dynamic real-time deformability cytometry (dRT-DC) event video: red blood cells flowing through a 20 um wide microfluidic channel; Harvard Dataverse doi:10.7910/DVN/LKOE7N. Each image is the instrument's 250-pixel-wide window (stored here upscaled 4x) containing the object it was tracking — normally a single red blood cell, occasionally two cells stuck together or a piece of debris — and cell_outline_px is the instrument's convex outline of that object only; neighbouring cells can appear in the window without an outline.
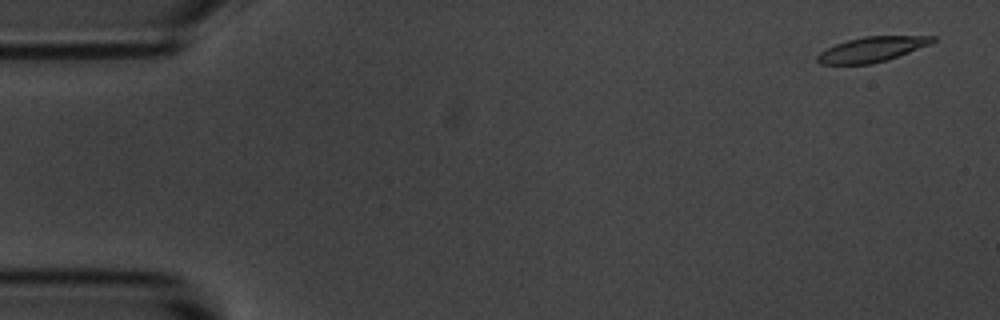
{"species": "common noctule bat (a hibernating species)", "species_latin": "Nyctalus noctula", "temperature_condition": "room temperature", "stored_images_in_passage": 5, "camera_frame_rate_fps": 3000, "um_per_image_px": 0.085, "animal": {"sex": "male", "body_mass_g": 20.1, "forearm_length_mm": 53.5}, "frame": {"image": 1, "passage_image": 1, "time_ms": 0.0, "image_size_px": [1000, 320], "cell_outline_px": [[936, 40], [932, 44], [888, 60], [872, 64], [820, 64], [816, 60], [816, 56], [820, 52], [836, 44], [848, 40], [864, 36], [936, 36]], "centroid_in_image_um": [74.15, 4.2], "position_along_channel_um": 10.9, "area_um2": 16.88}}
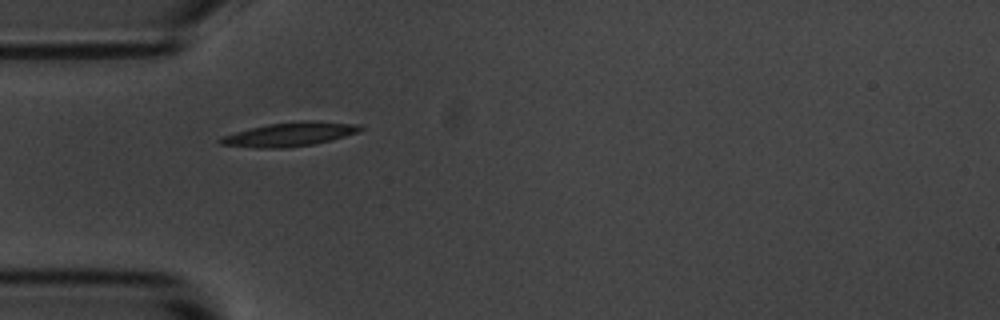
{"frame": {"image": 2, "passage_image": 4, "time_ms": 4.667, "image_size_px": [1000, 320], "cell_outline_px": [[364, 128], [356, 132], [332, 140], [312, 144], [284, 148], [256, 148], [220, 144], [216, 140], [220, 136], [268, 124], [308, 120], [312, 120], [360, 124]], "centroid_in_image_um": [24.6, 11.41], "position_along_channel_um": 60.4, "area_um2": 19.42}}